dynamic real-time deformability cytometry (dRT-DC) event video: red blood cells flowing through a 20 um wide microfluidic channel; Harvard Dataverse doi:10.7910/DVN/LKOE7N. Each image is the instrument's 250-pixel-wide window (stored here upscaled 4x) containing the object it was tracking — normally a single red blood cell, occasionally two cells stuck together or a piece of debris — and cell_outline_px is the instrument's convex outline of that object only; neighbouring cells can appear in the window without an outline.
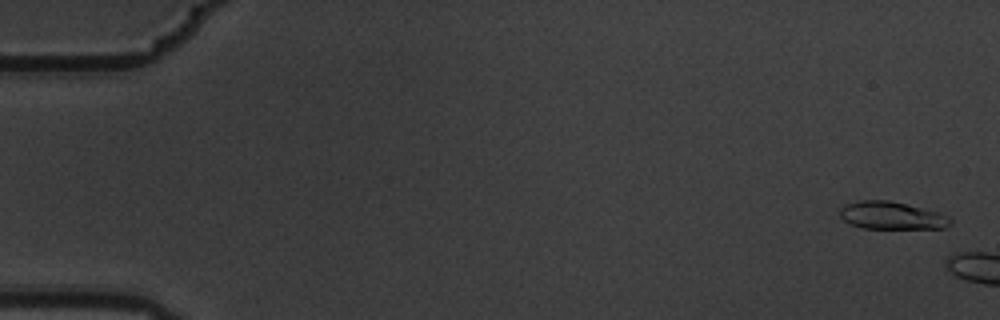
{"species": "common noctule bat (a hibernating species)", "species_latin": "Nyctalus noctula", "temperature_condition": "warm", "stored_images_in_passage": 2, "camera_frame_rate_fps": 3000, "um_per_image_px": 0.085, "animal": {"sex": "male", "body_mass_g": 19.5, "forearm_length_mm": 54.6}, "frame": {"image": 1, "passage_image": 1, "time_ms": 0.0, "image_size_px": [1000, 320], "cell_outline_px": [[952, 224], [944, 228], [864, 228], [848, 224], [840, 216], [840, 208], [844, 204], [860, 200], [888, 200], [936, 212], [948, 216], [952, 220]], "centroid_in_image_um": [75.75, 18.32], "position_along_channel_um": 9.3, "area_um2": 17.63}}